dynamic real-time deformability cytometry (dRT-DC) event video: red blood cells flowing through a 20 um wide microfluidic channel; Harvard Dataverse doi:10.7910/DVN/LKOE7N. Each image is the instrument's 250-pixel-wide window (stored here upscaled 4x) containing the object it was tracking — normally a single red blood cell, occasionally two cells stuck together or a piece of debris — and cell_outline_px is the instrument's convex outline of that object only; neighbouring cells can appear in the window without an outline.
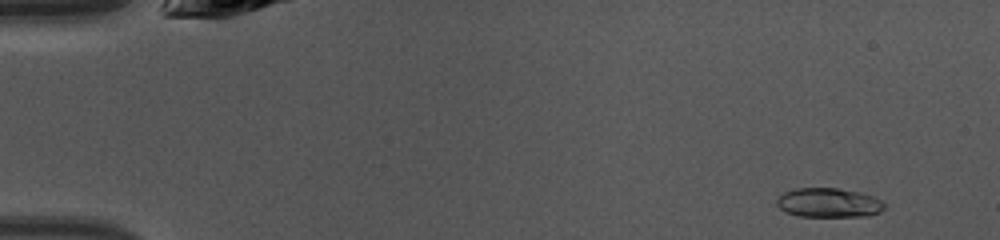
{"species": "common noctule bat (a hibernating species)", "species_latin": "Nyctalus noctula", "temperature_condition": "warm", "stored_images_in_passage": 47, "camera_frame_rate_fps": 3000, "um_per_image_px": 0.085, "animal": {"sex": "female", "body_mass_g": 10.0, "forearm_length_mm": 53.1}, "frame": {"image": 1, "passage_image": 4, "time_ms": 1.0, "image_size_px": [1000, 240], "cell_outline_px": [[884, 208], [880, 212], [868, 216], [800, 216], [788, 212], [780, 208], [776, 204], [776, 200], [784, 192], [796, 188], [836, 188], [860, 192], [872, 196], [880, 200], [884, 204]], "centroid_in_image_um": [70.44, 17.23], "position_along_channel_um": 14.6, "area_um2": 18.21}}
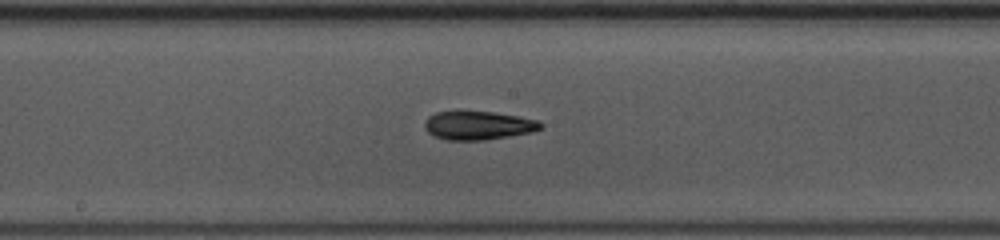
{"frame": {"image": 2, "passage_image": 25, "time_ms": 8.0, "image_size_px": [1000, 240], "cell_outline_px": [[544, 124], [540, 128], [532, 132], [484, 140], [448, 140], [436, 136], [428, 132], [424, 128], [424, 124], [428, 116], [436, 112], [456, 108], [496, 112], [520, 116], [536, 120]], "centroid_in_image_um": [40.6, 10.6], "position_along_channel_um": 207.6, "area_um2": 20.0}}
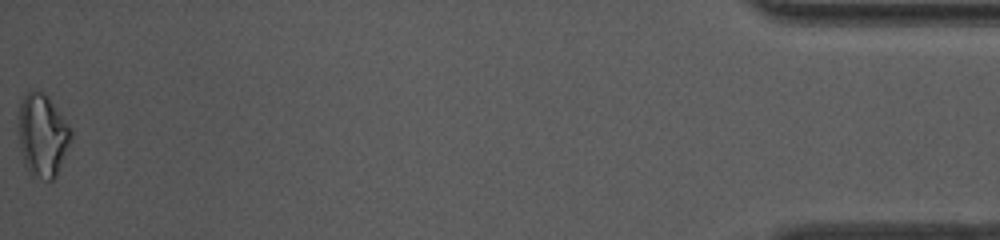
{"frame": {"image": 3, "passage_image": 47, "time_ms": 15.333, "image_size_px": [1000, 240], "cell_outline_px": [[72, 136], [56, 176], [52, 180], [48, 180], [32, 176], [24, 164], [20, 148], [16, 128], [20, 104], [24, 96], [32, 88], [44, 92], [48, 96], [68, 124], [72, 132]], "centroid_in_image_um": [3.57, 11.47], "position_along_channel_um": 431.6, "area_um2": 25.61}, "authors_computed_cell_mechanics": {"area_um2": 18.496, "velocity_mm_per_s": 4.2951, "shape_relaxation_time_tau1_ms": null, "shape_relaxation_time_tau2_ms": 2.9102, "deformation_change_tau1": null, "deformation_change_tau2": 0.1025}}